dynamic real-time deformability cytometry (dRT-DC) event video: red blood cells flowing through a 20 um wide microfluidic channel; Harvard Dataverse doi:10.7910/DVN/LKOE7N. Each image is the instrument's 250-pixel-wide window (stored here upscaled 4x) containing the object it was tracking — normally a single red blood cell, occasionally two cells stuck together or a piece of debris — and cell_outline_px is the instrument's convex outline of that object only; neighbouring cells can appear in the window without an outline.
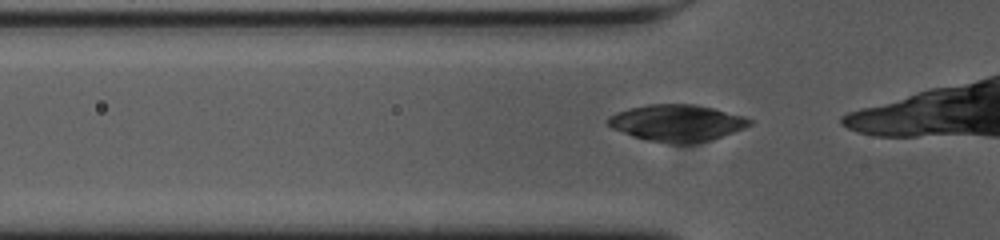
{"species": "common noctule bat (a hibernating species)", "species_latin": "Nyctalus noctula", "temperature_condition": "cold", "stored_images_in_passage": 16, "camera_frame_rate_fps": 3000, "um_per_image_px": 0.085, "animal": {"sex": "female", "body_mass_g": 23.0, "forearm_length_mm": 53.4}, "frame": {"image": 1, "passage_image": 11, "time_ms": 3.333, "image_size_px": [1000, 240], "cell_outline_px": [[752, 124], [744, 128], [708, 140], [688, 144], [668, 144], [648, 140], [632, 136], [612, 128], [608, 124], [608, 116], [616, 112], [628, 108], [648, 104], [696, 104], [744, 116], [752, 120]], "centroid_in_image_um": [57.51, 10.44], "position_along_channel_um": 68.3, "area_um2": 30.17}}
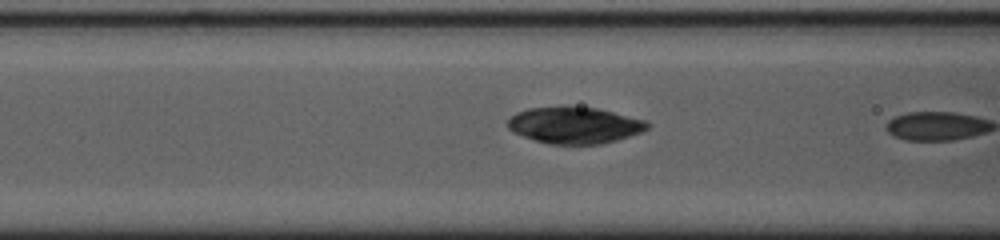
{"frame": {"image": 2, "passage_image": 15, "time_ms": 4.667, "image_size_px": [1000, 240], "cell_outline_px": [[652, 124], [648, 128], [640, 132], [616, 140], [600, 144], [548, 144], [524, 136], [508, 128], [508, 120], [516, 112], [528, 108], [564, 104], [596, 108], [648, 120]], "centroid_in_image_um": [48.85, 10.61], "position_along_channel_um": 117.7, "area_um2": 30.11}}